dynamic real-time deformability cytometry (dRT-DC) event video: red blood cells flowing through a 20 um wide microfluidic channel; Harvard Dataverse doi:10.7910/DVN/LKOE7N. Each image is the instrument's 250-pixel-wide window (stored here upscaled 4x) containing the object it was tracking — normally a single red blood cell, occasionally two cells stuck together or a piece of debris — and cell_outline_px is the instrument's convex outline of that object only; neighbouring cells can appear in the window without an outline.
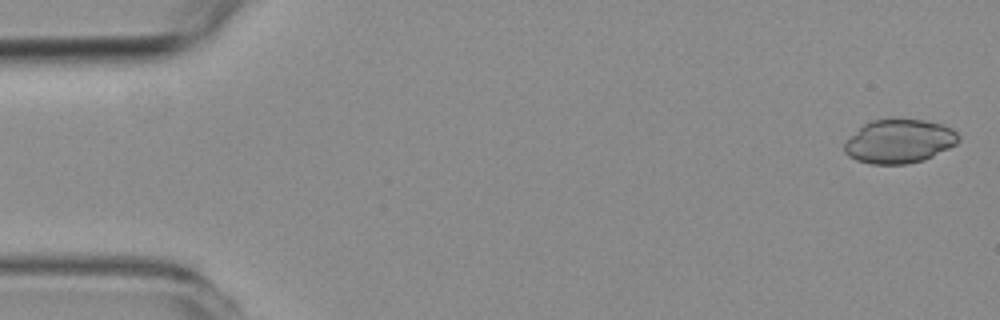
{"species": "common noctule bat (a hibernating species)", "species_latin": "Nyctalus noctula", "temperature_condition": "room temperature", "stored_images_in_passage": 28, "camera_frame_rate_fps": 3000, "um_per_image_px": 0.085, "animal": {"sex": "female", "body_mass_g": 19.3, "forearm_length_mm": 54.1}, "frame": {"image": 1, "passage_image": 1, "time_ms": 0.0, "image_size_px": [1000, 320], "cell_outline_px": [[960, 140], [956, 144], [924, 160], [908, 164], [872, 164], [856, 160], [848, 156], [844, 152], [844, 144], [864, 124], [872, 120], [892, 116], [924, 120], [940, 124], [952, 128], [960, 136]], "centroid_in_image_um": [76.44, 11.98], "position_along_channel_um": 8.6, "area_um2": 29.54}}